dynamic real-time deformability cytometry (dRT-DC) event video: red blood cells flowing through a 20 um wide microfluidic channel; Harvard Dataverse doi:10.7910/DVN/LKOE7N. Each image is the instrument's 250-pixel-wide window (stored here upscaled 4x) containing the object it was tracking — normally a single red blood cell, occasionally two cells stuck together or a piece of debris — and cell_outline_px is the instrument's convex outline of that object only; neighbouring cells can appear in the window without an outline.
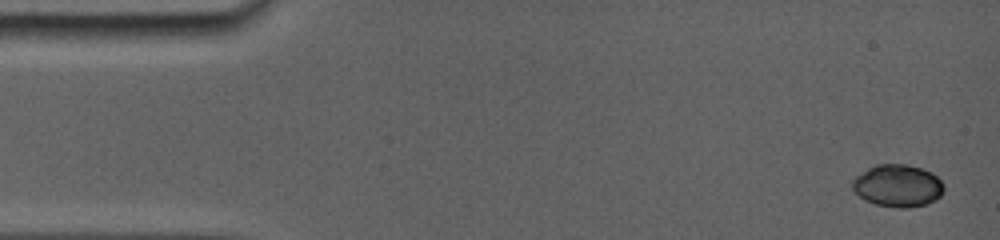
{"species": "common noctule bat (a hibernating species)", "species_latin": "Nyctalus noctula", "temperature_condition": "room temperature", "stored_images_in_passage": 30, "camera_frame_rate_fps": 5000, "um_per_image_px": 0.085, "animal": {"sex": "female", "body_mass_g": 19.0, "forearm_length_mm": 56.7}, "frame": {"image": 1, "passage_image": 1, "time_ms": 0.0, "image_size_px": [1000, 240], "cell_outline_px": [[944, 188], [940, 196], [936, 200], [924, 204], [908, 208], [896, 208], [876, 204], [864, 200], [852, 188], [852, 180], [856, 176], [880, 164], [900, 164], [920, 168], [936, 176], [940, 180]], "centroid_in_image_um": [76.3, 15.81], "position_along_channel_um": 8.7, "area_um2": 22.08}}
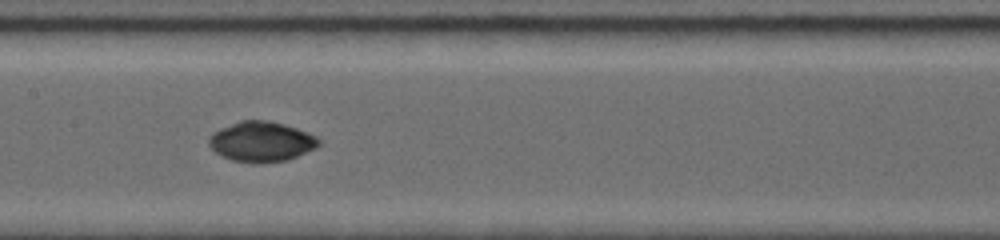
{"frame": {"image": 2, "passage_image": 17, "time_ms": 7.6, "image_size_px": [1000, 240], "cell_outline_px": [[320, 144], [316, 148], [288, 160], [232, 160], [216, 152], [208, 144], [208, 140], [212, 132], [244, 120], [268, 120], [296, 128], [320, 140]], "centroid_in_image_um": [22.22, 12.0], "position_along_channel_um": 185.2, "area_um2": 24.51}}
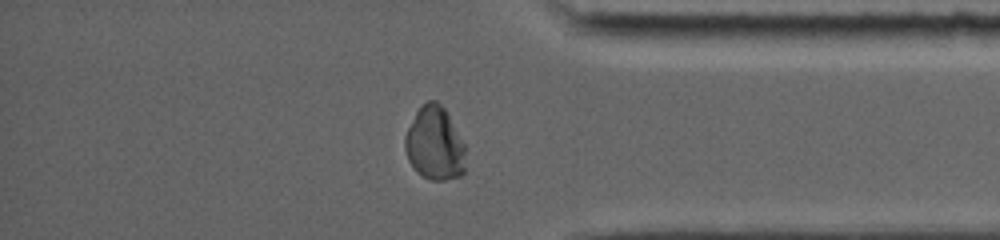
{"frame": {"image": 3, "passage_image": 29, "time_ms": 13.2, "image_size_px": [1000, 240], "cell_outline_px": [[464, 172], [460, 176], [444, 180], [432, 180], [416, 172], [408, 160], [404, 148], [404, 136], [416, 112], [428, 100], [436, 100], [444, 108], [464, 144]], "centroid_in_image_um": [36.92, 12.22], "position_along_channel_um": 398.3, "area_um2": 25.66}, "authors_computed_cell_mechanics": {"area_um2": 24.4494, "velocity_mm_per_s": 3.8713, "shape_relaxation_time_tau1_ms": 10.4102, "shape_relaxation_time_tau2_ms": 1.9057, "deformation_change_tau1": 0.3586, "deformation_change_tau2": 0.0155}}